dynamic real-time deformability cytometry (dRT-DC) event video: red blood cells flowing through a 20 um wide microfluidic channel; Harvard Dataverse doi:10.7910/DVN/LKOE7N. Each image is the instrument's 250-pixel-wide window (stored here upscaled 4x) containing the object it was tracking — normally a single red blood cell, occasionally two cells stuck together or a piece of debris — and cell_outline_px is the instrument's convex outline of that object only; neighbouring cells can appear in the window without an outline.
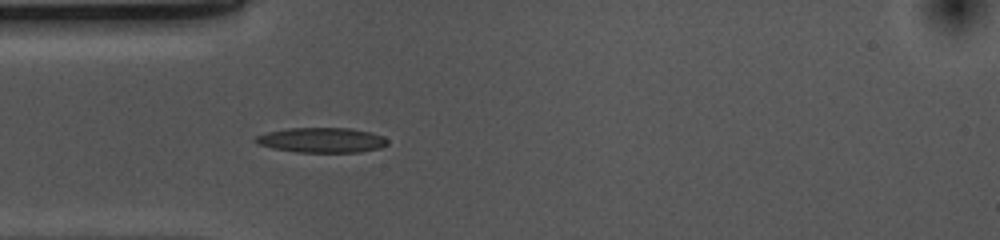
{"species": "common noctule bat (a hibernating species)", "species_latin": "Nyctalus noctula", "temperature_condition": "cold", "stored_images_in_passage": 40, "camera_frame_rate_fps": 3000, "um_per_image_px": 0.085, "animal": {"sex": "female", "body_mass_g": 10.0, "forearm_length_mm": 53.1}, "frame": {"image": 1, "passage_image": 1, "time_ms": 0.0, "image_size_px": [1000, 240], "cell_outline_px": [[388, 144], [380, 148], [360, 152], [296, 152], [272, 148], [256, 144], [252, 140], [256, 136], [268, 132], [288, 128], [348, 128], [372, 132], [384, 136], [388, 140]], "centroid_in_image_um": [27.34, 11.91], "position_along_channel_um": 57.7, "area_um2": 19.36}}
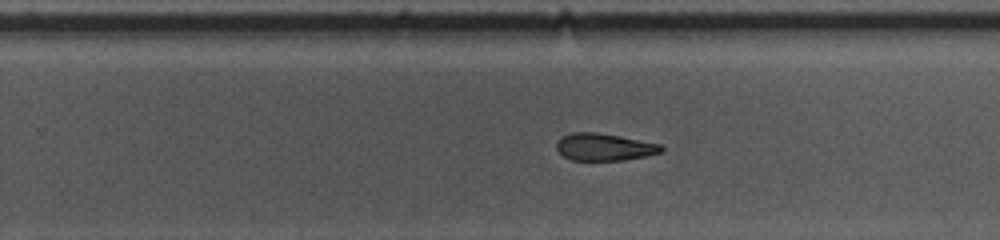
{"frame": {"image": 2, "passage_image": 19, "time_ms": 6.0, "image_size_px": [1000, 240], "cell_outline_px": [[664, 152], [648, 156], [624, 160], [572, 160], [564, 156], [556, 148], [556, 140], [560, 136], [572, 132], [596, 132], [620, 136], [660, 144], [664, 148]], "centroid_in_image_um": [51.36, 12.49], "position_along_channel_um": 278.4, "area_um2": 16.82}}
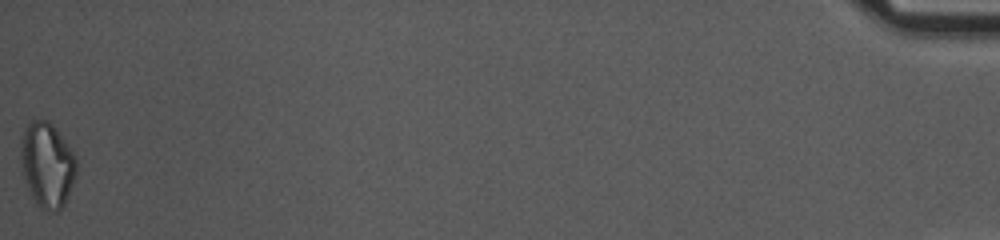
{"frame": {"image": 3, "passage_image": 40, "time_ms": 13.0, "image_size_px": [1000, 240], "cell_outline_px": [[76, 176], [68, 196], [64, 204], [56, 212], [48, 212], [40, 208], [36, 204], [28, 188], [24, 176], [20, 156], [20, 140], [24, 128], [32, 120], [48, 120], [56, 128], [76, 156]], "centroid_in_image_um": [4.01, 14.01], "position_along_channel_um": 431.2, "area_um2": 27.69}, "authors_computed_cell_mechanics": {"area_um2": 18.3804, "velocity_mm_per_s": 3.6967, "shape_relaxation_time_tau1_ms": 7.2193, "shape_relaxation_time_tau2_ms": 6.1542, "deformation_change_tau1": 0.1814, "deformation_change_tau2": 0.1531}}